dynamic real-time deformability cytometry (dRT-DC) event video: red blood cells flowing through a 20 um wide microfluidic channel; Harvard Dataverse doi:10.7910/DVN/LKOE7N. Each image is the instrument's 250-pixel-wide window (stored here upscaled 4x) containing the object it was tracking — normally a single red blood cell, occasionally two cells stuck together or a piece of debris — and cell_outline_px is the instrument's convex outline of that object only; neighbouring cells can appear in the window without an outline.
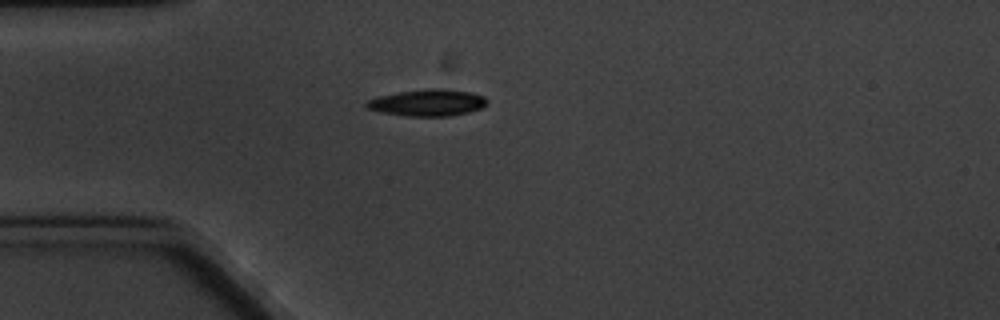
{"species": "common noctule bat (a hibernating species)", "species_latin": "Nyctalus noctula", "temperature_condition": "cold", "stored_images_in_passage": 11, "camera_frame_rate_fps": 3000, "um_per_image_px": 0.085, "animal": {"sex": "male", "body_mass_g": 20.1, "forearm_length_mm": 53.5}, "frame": {"image": 1, "passage_image": 4, "time_ms": 4.333, "image_size_px": [1000, 320], "cell_outline_px": [[488, 100], [480, 108], [468, 112], [448, 116], [404, 116], [380, 112], [368, 108], [364, 104], [368, 100], [380, 96], [400, 92], [428, 88], [444, 88], [472, 92], [484, 96]], "centroid_in_image_um": [36.35, 8.72], "position_along_channel_um": 48.6, "area_um2": 18.67}}
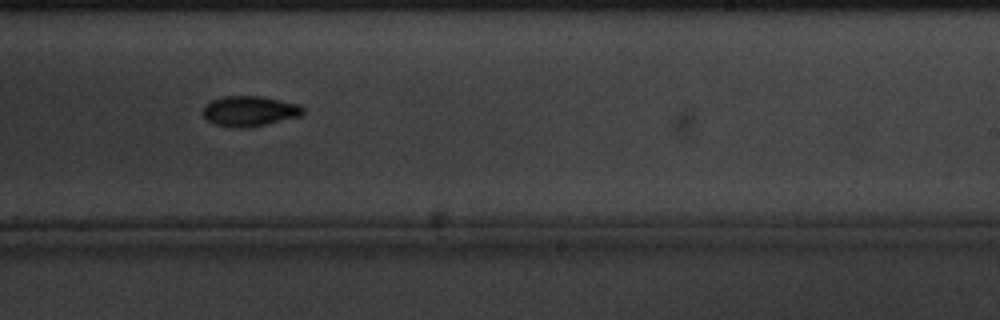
{"frame": {"image": 2, "passage_image": 10, "time_ms": 11.333, "image_size_px": [1000, 320], "cell_outline_px": [[304, 112], [300, 116], [248, 128], [232, 128], [212, 124], [204, 116], [204, 108], [212, 100], [224, 96], [260, 96], [300, 104], [304, 108]], "centroid_in_image_um": [21.22, 9.45], "position_along_channel_um": 267.8, "area_um2": 17.63}}